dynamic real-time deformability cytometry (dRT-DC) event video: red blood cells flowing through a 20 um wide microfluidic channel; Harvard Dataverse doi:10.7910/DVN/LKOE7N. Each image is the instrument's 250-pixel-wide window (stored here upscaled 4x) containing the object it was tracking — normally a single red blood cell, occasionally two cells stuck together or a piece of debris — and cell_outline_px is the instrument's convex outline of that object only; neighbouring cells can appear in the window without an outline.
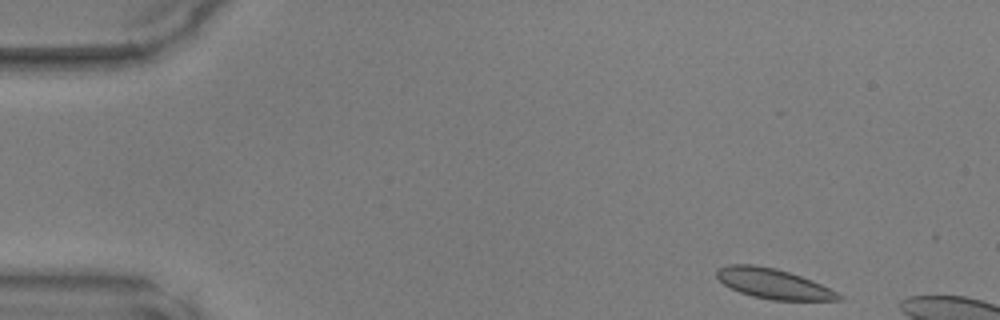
{"species": "common noctule bat (a hibernating species)", "species_latin": "Nyctalus noctula", "temperature_condition": "warm", "stored_images_in_passage": 11, "camera_frame_rate_fps": 3000, "um_per_image_px": 0.085, "animal": {"sex": "male", "body_mass_g": 17.9, "forearm_length_mm": 54.2}, "frame": {"image": 1, "passage_image": 1, "time_ms": 0.0, "image_size_px": [1000, 320], "cell_outline_px": [[844, 300], [772, 300], [752, 296], [740, 292], [724, 284], [716, 276], [716, 268], [728, 264], [752, 264], [776, 268], [812, 280], [844, 296]], "centroid_in_image_um": [65.72, 24.1], "position_along_channel_um": 19.3, "area_um2": 21.27}}